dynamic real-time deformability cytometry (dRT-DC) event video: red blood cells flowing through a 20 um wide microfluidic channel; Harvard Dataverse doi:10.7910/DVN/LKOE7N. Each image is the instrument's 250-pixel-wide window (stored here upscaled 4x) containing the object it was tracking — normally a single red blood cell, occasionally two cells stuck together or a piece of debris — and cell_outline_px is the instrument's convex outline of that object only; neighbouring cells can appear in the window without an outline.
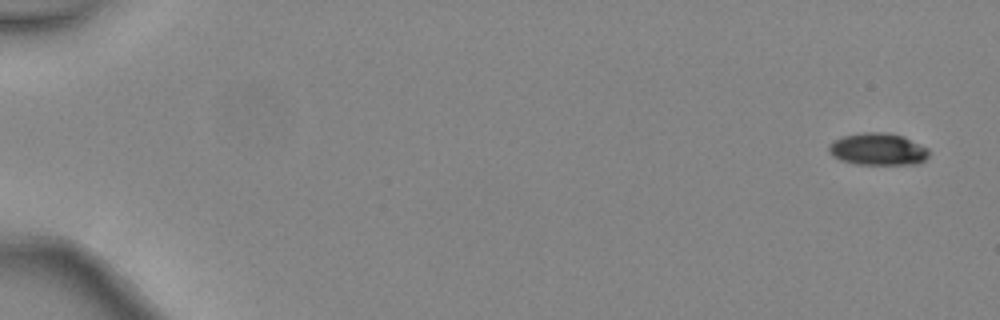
{"species": "common noctule bat (a hibernating species)", "species_latin": "Nyctalus noctula", "temperature_condition": "warm", "stored_images_in_passage": 6, "camera_frame_rate_fps": 3000, "um_per_image_px": 0.085, "animal": {"sex": "female", "body_mass_g": 24.6, "forearm_length_mm": 56.2}, "frame": {"image": 1, "passage_image": 1, "time_ms": 0.0, "image_size_px": [1000, 320], "cell_outline_px": [[928, 156], [920, 164], [856, 164], [840, 160], [832, 156], [828, 152], [828, 144], [844, 136], [864, 132], [888, 132], [904, 136], [928, 148]], "centroid_in_image_um": [74.62, 12.68], "position_along_channel_um": 10.4, "area_um2": 18.84}}
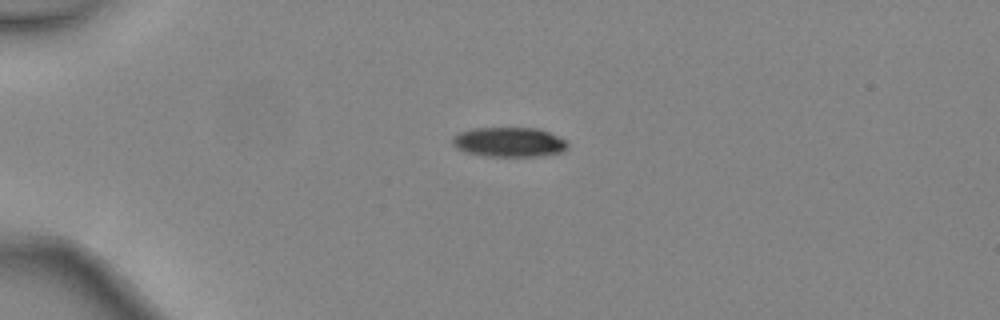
{"frame": {"image": 2, "passage_image": 4, "time_ms": 1.0, "image_size_px": [1000, 320], "cell_outline_px": [[568, 148], [564, 152], [540, 156], [484, 156], [464, 152], [456, 148], [452, 144], [452, 136], [460, 132], [472, 128], [540, 128], [568, 140]], "centroid_in_image_um": [43.3, 12.08], "position_along_channel_um": 41.7, "area_um2": 20.29}}
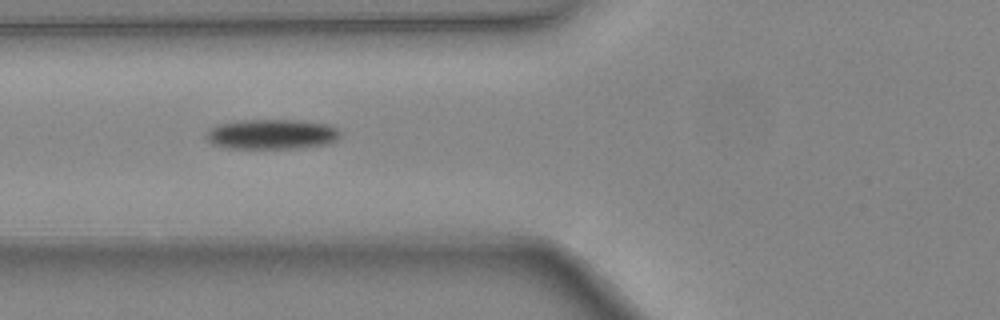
{"frame": {"image": 3, "passage_image": 6, "time_ms": 1.667, "image_size_px": [1000, 320], "cell_outline_px": [[340, 136], [336, 140], [328, 144], [296, 148], [228, 148], [212, 144], [204, 136], [208, 128], [220, 124], [236, 120], [304, 120], [328, 124], [336, 128], [340, 132]], "centroid_in_image_um": [23.08, 11.4], "position_along_channel_um": 102.7, "area_um2": 23.64}}